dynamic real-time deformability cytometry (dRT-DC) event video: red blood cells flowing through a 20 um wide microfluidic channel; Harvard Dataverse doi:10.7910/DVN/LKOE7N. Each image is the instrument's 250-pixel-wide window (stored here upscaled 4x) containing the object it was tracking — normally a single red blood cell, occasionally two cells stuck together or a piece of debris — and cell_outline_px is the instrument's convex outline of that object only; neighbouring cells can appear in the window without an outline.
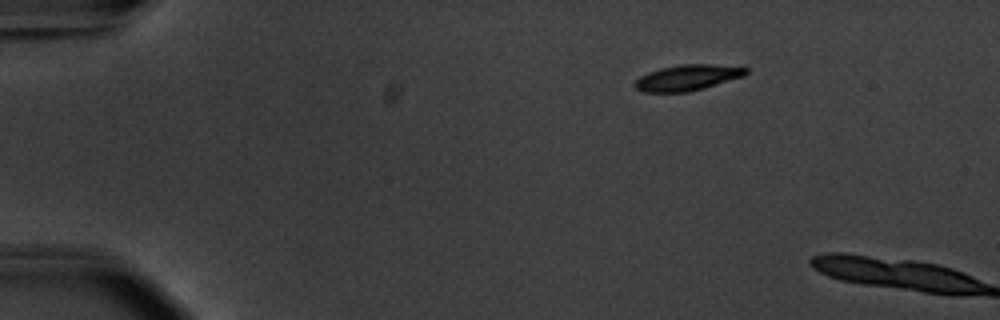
{"species": "common noctule bat (a hibernating species)", "species_latin": "Nyctalus noctula", "temperature_condition": "warm", "stored_images_in_passage": 2, "camera_frame_rate_fps": 3000, "um_per_image_px": 0.085, "animal": {"sex": "male", "body_mass_g": 20.1, "forearm_length_mm": 53.5}, "frame": {"image": 1, "passage_image": 1, "time_ms": 0.0, "image_size_px": [1000, 320], "cell_outline_px": [[748, 72], [744, 76], [704, 88], [688, 92], [644, 92], [636, 88], [632, 84], [640, 76], [648, 72], [660, 68], [680, 64], [712, 64], [748, 68]], "centroid_in_image_um": [58.41, 6.6], "position_along_channel_um": 26.6, "area_um2": 16.7}}